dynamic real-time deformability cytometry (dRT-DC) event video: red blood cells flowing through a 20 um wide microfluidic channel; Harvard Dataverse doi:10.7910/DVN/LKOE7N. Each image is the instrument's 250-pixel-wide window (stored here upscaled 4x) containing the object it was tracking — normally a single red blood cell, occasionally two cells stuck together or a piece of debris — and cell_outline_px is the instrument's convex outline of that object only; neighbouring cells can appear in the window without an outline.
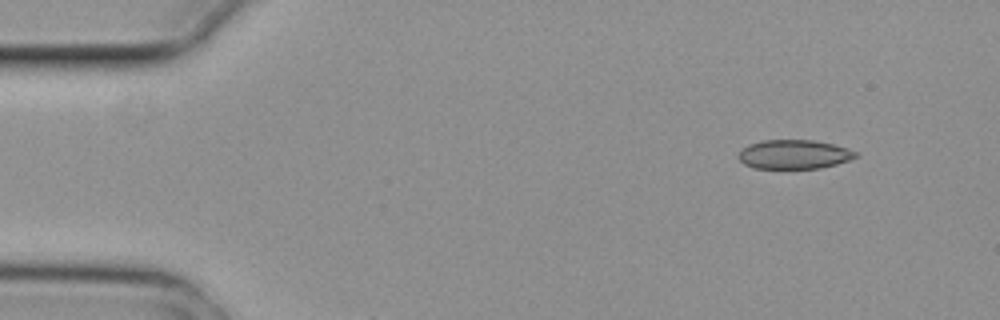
{"species": "common noctule bat (a hibernating species)", "species_latin": "Nyctalus noctula", "temperature_condition": "cold", "stored_images_in_passage": 4, "camera_frame_rate_fps": 3000, "um_per_image_px": 0.085, "animal": {"sex": "female", "body_mass_g": 29.2, "forearm_length_mm": 56.3}, "frame": {"image": 1, "passage_image": 2, "time_ms": 0.333, "image_size_px": [1000, 320], "cell_outline_px": [[860, 156], [836, 164], [820, 168], [752, 168], [744, 164], [736, 156], [748, 144], [764, 140], [812, 140], [832, 144], [848, 148], [860, 152]], "centroid_in_image_um": [67.52, 13.12], "position_along_channel_um": 17.5, "area_um2": 19.94}}